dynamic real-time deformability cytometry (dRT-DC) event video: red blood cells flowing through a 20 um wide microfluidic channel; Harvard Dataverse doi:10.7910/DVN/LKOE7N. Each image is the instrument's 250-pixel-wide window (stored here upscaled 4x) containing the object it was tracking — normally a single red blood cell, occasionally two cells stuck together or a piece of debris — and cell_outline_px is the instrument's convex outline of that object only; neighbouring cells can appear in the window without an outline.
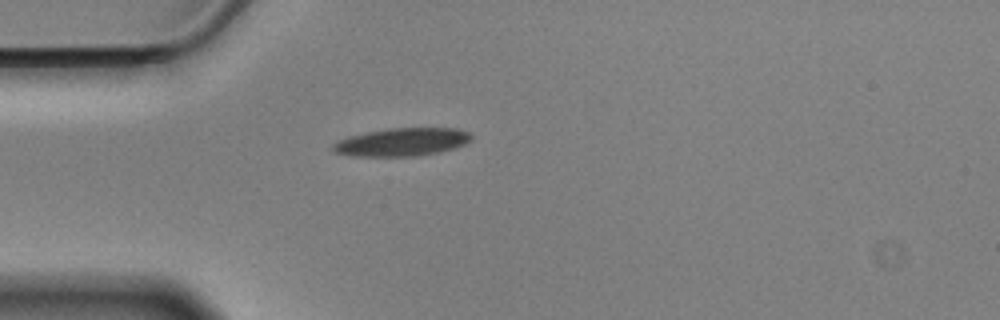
{"species": "Egyptian fruit bat (a non-hibernating species)", "species_latin": "Rousettus aegyptiacus", "temperature_condition": "cold", "stored_images_in_passage": 43, "camera_frame_rate_fps": 3000, "um_per_image_px": 0.085, "animal": {"sex": "male"}, "frame": {"image": 1, "passage_image": 1, "time_ms": 0.0, "image_size_px": [1000, 320], "cell_outline_px": [[472, 140], [456, 148], [440, 152], [416, 156], [348, 156], [332, 152], [332, 144], [348, 136], [388, 128], [460, 128], [468, 132], [472, 136]], "centroid_in_image_um": [34.17, 12.08], "position_along_channel_um": 50.8, "area_um2": 22.83}}
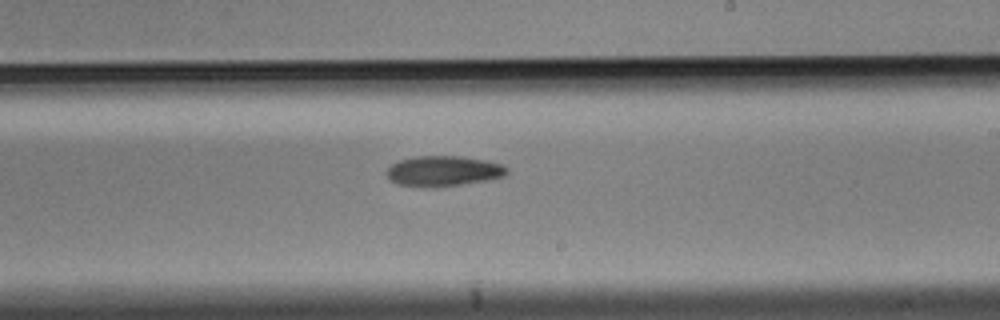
{"frame": {"image": 2, "passage_image": 19, "time_ms": 6.0, "image_size_px": [1000, 320], "cell_outline_px": [[508, 172], [504, 176], [484, 180], [460, 184], [396, 184], [384, 172], [392, 164], [400, 160], [416, 156], [460, 156], [484, 160], [500, 164], [508, 168]], "centroid_in_image_um": [37.7, 14.48], "position_along_channel_um": 251.3, "area_um2": 20.17}}
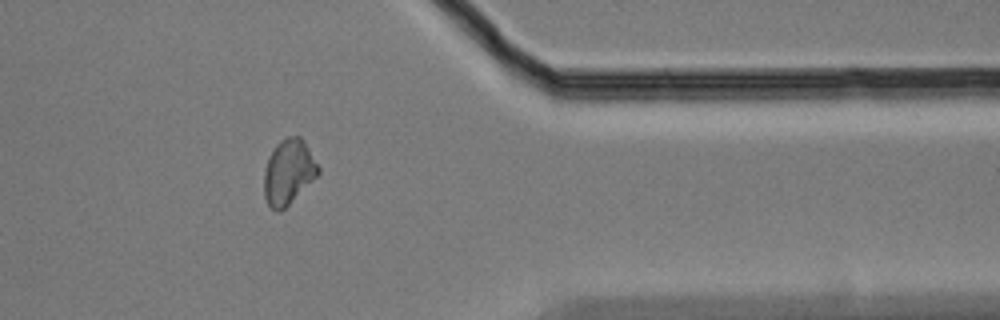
{"frame": {"image": 3, "passage_image": 32, "time_ms": 10.333, "image_size_px": [1000, 320], "cell_outline_px": [[320, 172], [280, 212], [276, 212], [268, 204], [264, 196], [264, 172], [268, 156], [276, 144], [280, 140], [288, 136], [300, 136], [304, 140], [320, 168]], "centroid_in_image_um": [24.5, 14.59], "position_along_channel_um": 386.9, "area_um2": 20.35}}